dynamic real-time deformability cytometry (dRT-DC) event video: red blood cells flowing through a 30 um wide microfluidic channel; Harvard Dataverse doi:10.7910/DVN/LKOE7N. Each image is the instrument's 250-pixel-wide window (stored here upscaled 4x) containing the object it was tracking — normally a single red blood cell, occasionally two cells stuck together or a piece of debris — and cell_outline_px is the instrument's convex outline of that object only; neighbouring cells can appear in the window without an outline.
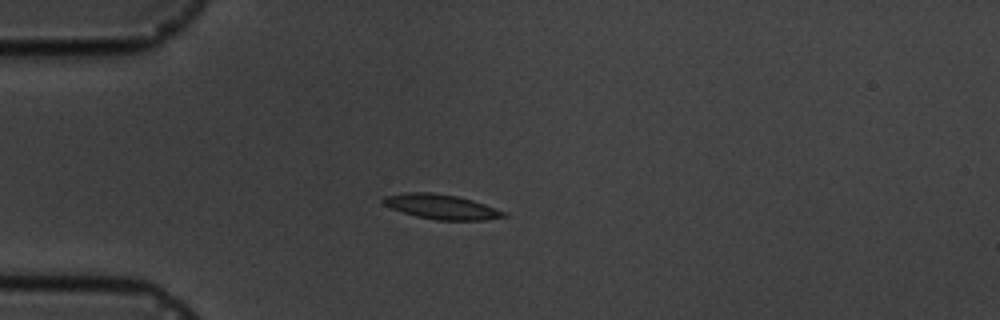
{"species": "common noctule bat (a hibernating species)", "species_latin": "Nyctalus noctula", "temperature_condition": "cold", "stored_images_in_passage": 3, "camera_frame_rate_fps": 3000, "um_per_image_px": 0.085, "animal": {"sex": "male", "body_mass_g": 19.5, "forearm_length_mm": 54.6}, "frame": {"image": 1, "passage_image": 1, "time_ms": 0.0, "image_size_px": [1000, 320], "cell_outline_px": [[508, 216], [484, 220], [436, 220], [416, 216], [392, 208], [384, 204], [380, 200], [384, 196], [404, 192], [432, 192], [456, 196], [472, 200], [508, 212]], "centroid_in_image_um": [37.53, 17.57], "position_along_channel_um": 47.5, "area_um2": 17.4}}
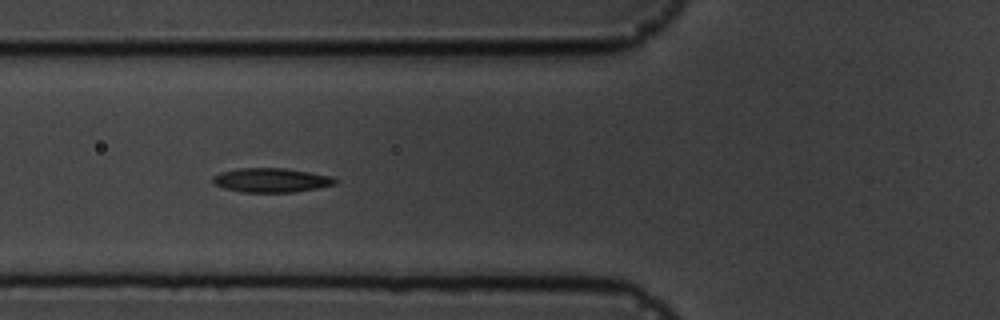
{"frame": {"image": 2, "passage_image": 3, "time_ms": 2.0, "image_size_px": [1000, 320], "cell_outline_px": [[340, 180], [336, 184], [296, 192], [244, 192], [224, 188], [212, 184], [212, 176], [220, 172], [240, 168], [284, 168], [332, 176]], "centroid_in_image_um": [23.05, 15.31], "position_along_channel_um": 102.7, "area_um2": 17.34}}